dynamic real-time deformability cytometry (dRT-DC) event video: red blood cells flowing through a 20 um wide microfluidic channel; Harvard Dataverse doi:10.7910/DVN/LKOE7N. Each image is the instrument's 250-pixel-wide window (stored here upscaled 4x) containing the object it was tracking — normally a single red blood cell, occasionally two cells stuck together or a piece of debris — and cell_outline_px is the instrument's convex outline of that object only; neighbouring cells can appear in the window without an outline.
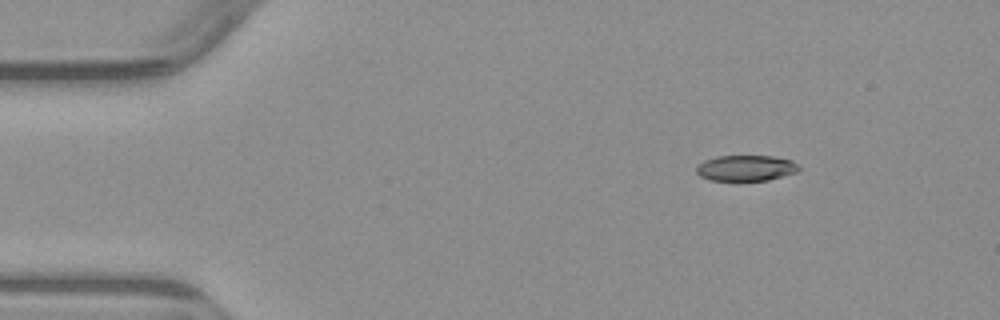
{"species": "common noctule bat (a hibernating species)", "species_latin": "Nyctalus noctula", "temperature_condition": "warm", "stored_images_in_passage": 5, "segment_of_instrument_passage": [2, 2], "camera_frame_rate_fps": 3000, "um_per_image_px": 0.085, "animal": {"sex": "male", "body_mass_g": 23.1, "forearm_length_mm": 52.7}, "frame": {"image": 1, "passage_image": 5, "time_ms": 6.0, "image_size_px": [1000, 320], "cell_outline_px": [[800, 168], [796, 172], [768, 180], [712, 180], [700, 176], [696, 172], [696, 168], [704, 160], [716, 156], [772, 156], [792, 160]], "centroid_in_image_um": [63.39, 14.27], "position_along_channel_um": 21.6, "area_um2": 15.2}}